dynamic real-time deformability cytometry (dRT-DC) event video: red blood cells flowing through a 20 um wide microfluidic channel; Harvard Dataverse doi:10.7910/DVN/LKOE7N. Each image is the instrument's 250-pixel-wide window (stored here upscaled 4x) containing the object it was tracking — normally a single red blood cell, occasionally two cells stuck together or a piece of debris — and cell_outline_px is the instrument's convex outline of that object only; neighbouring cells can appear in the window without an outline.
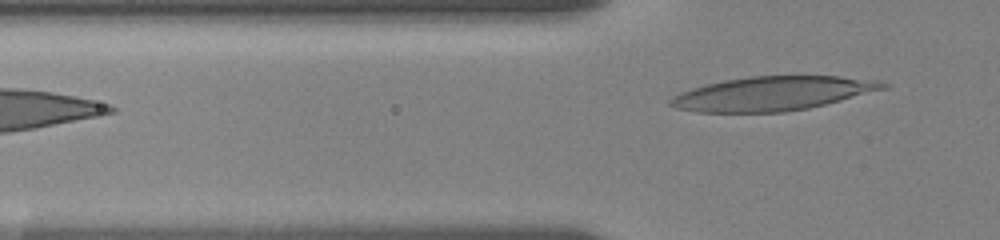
{"species": "human", "species_latin": "Homo sapiens", "temperature_condition": "room temperature", "stored_images_in_passage": 7, "camera_frame_rate_fps": 3000, "um_per_image_px": 0.085, "donor": {"sex": "female"}, "frame": {"image": 1, "passage_image": 7, "time_ms": 2.0, "image_size_px": [1000, 240], "cell_outline_px": [[892, 84], [888, 88], [808, 108], [784, 112], [696, 112], [676, 108], [668, 104], [668, 100], [672, 96], [680, 92], [704, 84], [724, 80], [748, 76], [840, 76], [880, 80]], "centroid_in_image_um": [65.66, 7.94], "position_along_channel_um": 60.1, "area_um2": 42.37}}